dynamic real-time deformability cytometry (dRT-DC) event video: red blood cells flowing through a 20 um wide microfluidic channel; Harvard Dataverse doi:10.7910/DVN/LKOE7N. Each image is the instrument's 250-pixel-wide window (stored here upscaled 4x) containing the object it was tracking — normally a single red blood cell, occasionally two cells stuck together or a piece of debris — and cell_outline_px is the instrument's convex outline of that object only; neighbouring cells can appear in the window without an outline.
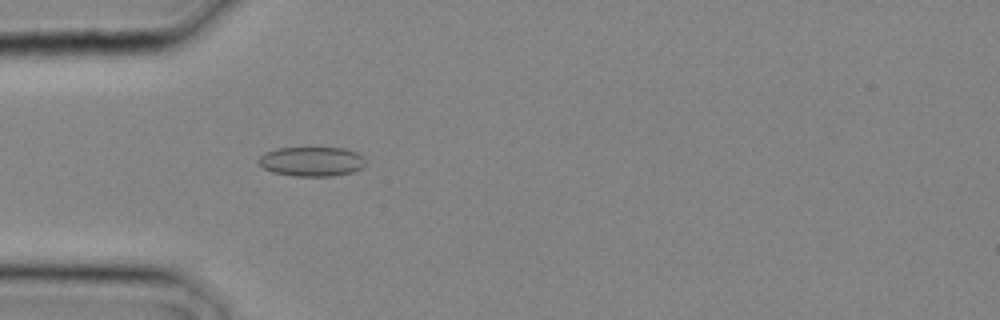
{"species": "common noctule bat (a hibernating species)", "species_latin": "Nyctalus noctula", "temperature_condition": "cold", "stored_images_in_passage": 3, "camera_frame_rate_fps": 3000, "um_per_image_px": 0.085, "animal": {"sex": "male", "body_mass_g": 20.4}, "frame": {"image": 1, "passage_image": 3, "time_ms": 0.667, "image_size_px": [1000, 320], "cell_outline_px": [[364, 168], [352, 172], [332, 176], [292, 176], [272, 172], [264, 168], [256, 160], [264, 152], [280, 148], [344, 148], [356, 152], [364, 156]], "centroid_in_image_um": [26.49, 13.73], "position_along_channel_um": 58.5, "area_um2": 18.5}}